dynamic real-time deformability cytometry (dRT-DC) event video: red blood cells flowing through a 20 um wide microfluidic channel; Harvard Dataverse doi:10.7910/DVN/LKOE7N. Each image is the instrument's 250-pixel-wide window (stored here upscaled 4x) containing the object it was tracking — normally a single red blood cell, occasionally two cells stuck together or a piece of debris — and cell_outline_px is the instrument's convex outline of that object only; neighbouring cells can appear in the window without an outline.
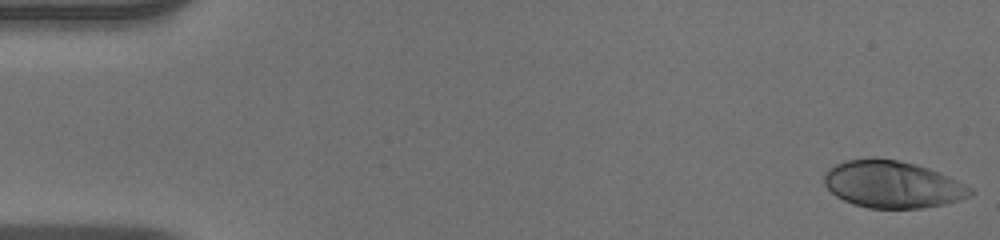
{"species": "human", "species_latin": "Homo sapiens", "temperature_condition": "warm", "stored_images_in_passage": 51, "camera_frame_rate_fps": 3000, "um_per_image_px": 0.085, "donor": {"sex": "male"}, "frame": {"image": 1, "passage_image": 1, "time_ms": 0.0, "image_size_px": [1000, 240], "cell_outline_px": [[976, 192], [960, 200], [944, 204], [924, 208], [868, 208], [852, 204], [836, 196], [824, 184], [824, 172], [828, 168], [844, 160], [872, 156], [876, 156], [900, 160], [916, 164], [928, 168], [948, 176], [972, 188]], "centroid_in_image_um": [75.83, 15.65], "position_along_channel_um": 9.2, "area_um2": 40.58}}
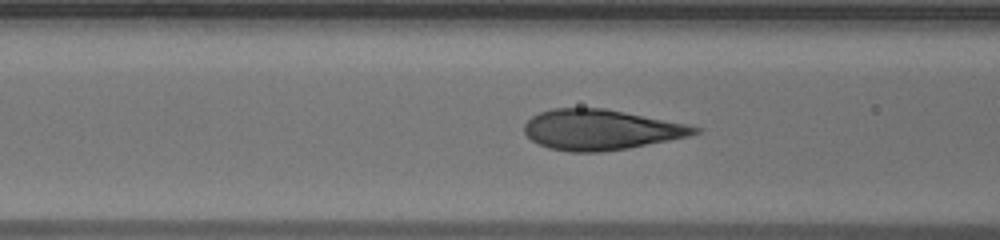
{"frame": {"image": 2, "passage_image": 20, "time_ms": 6.333, "image_size_px": [1000, 240], "cell_outline_px": [[700, 132], [688, 136], [628, 148], [600, 152], [572, 152], [548, 148], [532, 140], [524, 132], [524, 124], [532, 116], [540, 112], [552, 108], [604, 108], [684, 124], [700, 128]], "centroid_in_image_um": [51.01, 11.03], "position_along_channel_um": 115.6, "area_um2": 39.54}}
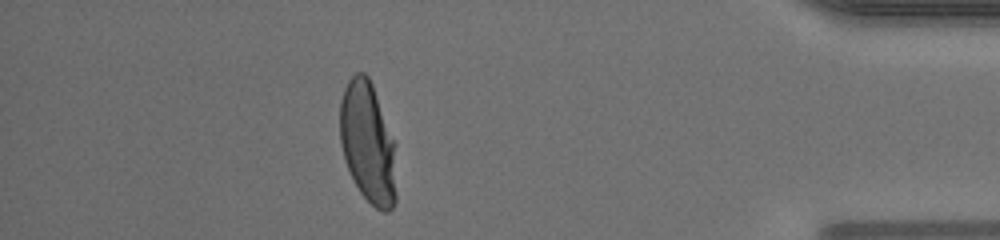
{"frame": {"image": 3, "passage_image": 45, "time_ms": 14.667, "image_size_px": [1000, 240], "cell_outline_px": [[396, 204], [388, 212], [384, 212], [376, 208], [360, 192], [348, 168], [340, 144], [340, 100], [344, 88], [348, 80], [356, 72], [364, 72], [368, 76], [372, 84], [396, 144]], "centroid_in_image_um": [31.29, 12.14], "position_along_channel_um": 403.9, "area_um2": 40.11}, "authors_computed_cell_mechanics": {"area_um2": 39.9976, "velocity_mm_per_s": 3.9988, "shape_relaxation_time_tau1_ms": 4.4923, "shape_relaxation_time_tau2_ms": null, "deformation_change_tau1": 0.2318, "deformation_change_tau2": null}}